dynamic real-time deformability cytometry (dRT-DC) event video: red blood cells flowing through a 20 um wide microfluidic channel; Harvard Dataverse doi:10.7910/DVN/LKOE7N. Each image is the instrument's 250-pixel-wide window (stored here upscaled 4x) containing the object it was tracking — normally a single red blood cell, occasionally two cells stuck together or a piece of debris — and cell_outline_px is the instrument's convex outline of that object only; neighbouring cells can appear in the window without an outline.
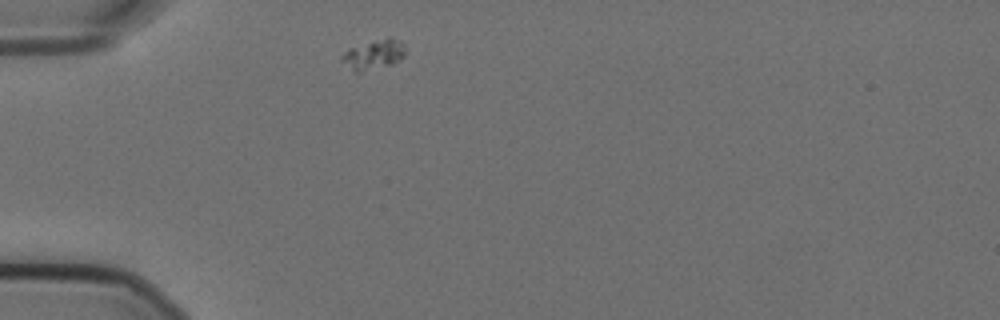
{"species": "Egyptian fruit bat (a non-hibernating species)", "species_latin": "Rousettus aegyptiacus", "temperature_condition": "cold", "stored_images_in_passage": 35, "camera_frame_rate_fps": 3000, "um_per_image_px": 0.085, "animal": {"sex": "female"}, "frame": {"image": 1, "passage_image": 1, "time_ms": 0.0, "image_size_px": [1000, 320], "cell_outline_px": [[404, 56], [400, 60], [392, 64], [360, 72], [356, 72], [340, 60], [340, 56], [348, 48], [384, 40], [396, 40], [404, 44]], "centroid_in_image_um": [31.72, 4.69], "position_along_channel_um": 53.3, "area_um2": 10.35}}
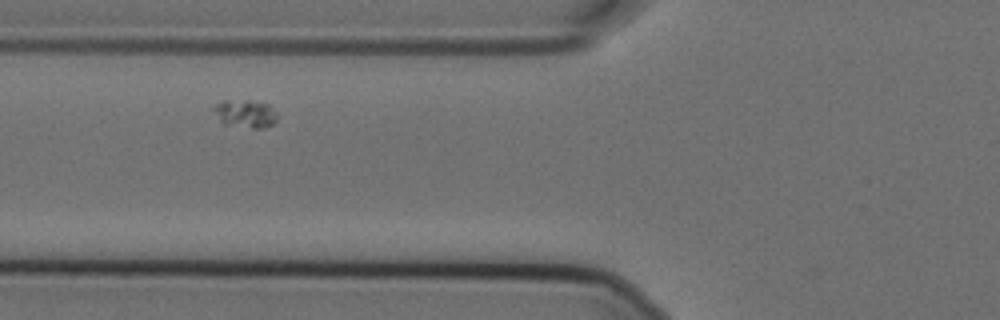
{"frame": {"image": 2, "passage_image": 7, "time_ms": 2.0, "image_size_px": [1000, 320], "cell_outline_px": [[276, 120], [272, 124], [264, 128], [252, 128], [224, 124], [212, 112], [212, 108], [216, 104], [224, 100], [248, 100], [268, 104], [276, 112]], "centroid_in_image_um": [20.82, 9.65], "position_along_channel_um": 105.0, "area_um2": 10.35}}